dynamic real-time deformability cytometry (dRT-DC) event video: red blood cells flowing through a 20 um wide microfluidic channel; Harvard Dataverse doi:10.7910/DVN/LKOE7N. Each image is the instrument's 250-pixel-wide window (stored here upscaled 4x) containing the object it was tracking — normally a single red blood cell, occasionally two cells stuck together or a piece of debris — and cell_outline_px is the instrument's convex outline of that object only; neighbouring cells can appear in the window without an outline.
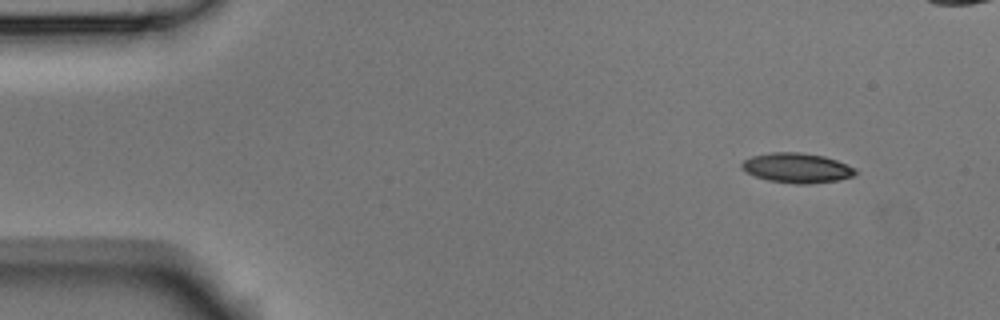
{"species": "Egyptian fruit bat (a non-hibernating species)", "species_latin": "Rousettus aegyptiacus", "temperature_condition": "room temperature", "stored_images_in_passage": 5, "camera_frame_rate_fps": 3000, "um_per_image_px": 0.085, "animal": {"sex": "male"}, "frame": {"image": 1, "passage_image": 1, "time_ms": 0.0, "image_size_px": [1000, 320], "cell_outline_px": [[856, 172], [852, 176], [836, 180], [808, 184], [796, 184], [768, 180], [756, 176], [740, 168], [740, 164], [744, 160], [752, 156], [772, 152], [800, 152], [824, 156], [836, 160], [856, 168]], "centroid_in_image_um": [67.72, 14.26], "position_along_channel_um": 17.3, "area_um2": 19.59}}